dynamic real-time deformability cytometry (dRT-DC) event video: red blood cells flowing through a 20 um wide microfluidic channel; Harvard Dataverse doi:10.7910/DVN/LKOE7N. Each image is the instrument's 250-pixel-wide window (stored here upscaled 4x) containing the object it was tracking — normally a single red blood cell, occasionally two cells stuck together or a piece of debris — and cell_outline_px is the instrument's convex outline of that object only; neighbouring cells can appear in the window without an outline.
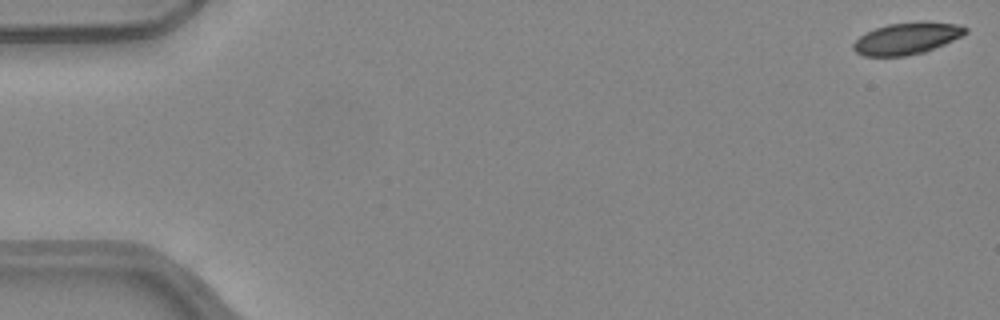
{"species": "common noctule bat (a hibernating species)", "species_latin": "Nyctalus noctula", "temperature_condition": "warm", "stored_images_in_passage": 52, "camera_frame_rate_fps": 3000, "um_per_image_px": 0.085, "animal": {"sex": "female", "body_mass_g": 24.6, "forearm_length_mm": 56.2}, "frame": {"image": 1, "passage_image": 1, "time_ms": 0.0, "image_size_px": [1000, 320], "cell_outline_px": [[968, 32], [944, 44], [924, 52], [904, 56], [864, 56], [856, 52], [852, 48], [852, 44], [860, 36], [876, 28], [888, 24], [960, 24], [968, 28]], "centroid_in_image_um": [77.03, 3.31], "position_along_channel_um": 8.0, "area_um2": 19.83}}
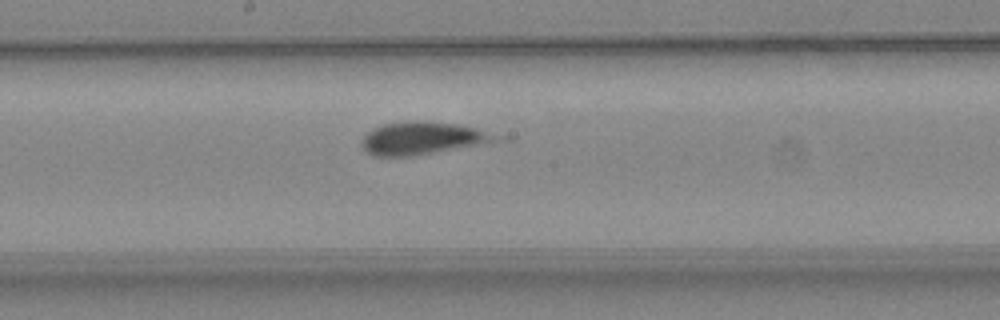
{"frame": {"image": 2, "passage_image": 28, "time_ms": 9.0, "image_size_px": [1000, 320], "cell_outline_px": [[516, 136], [512, 140], [412, 156], [372, 156], [360, 144], [360, 140], [372, 128], [384, 124], [408, 120], [428, 120], [460, 124]], "centroid_in_image_um": [36.2, 11.73], "position_along_channel_um": 212.0, "area_um2": 27.17}}
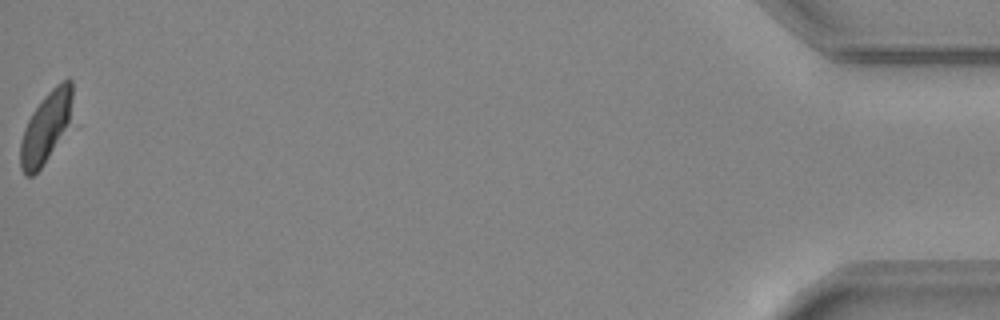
{"frame": {"image": 3, "passage_image": 52, "time_ms": 17.0, "image_size_px": [1000, 320], "cell_outline_px": [[72, 124], [44, 164], [32, 176], [24, 176], [20, 168], [20, 140], [24, 128], [32, 112], [44, 96], [60, 80], [68, 76], [72, 80]], "centroid_in_image_um": [3.94, 10.8], "position_along_channel_um": 431.3, "area_um2": 22.25}}